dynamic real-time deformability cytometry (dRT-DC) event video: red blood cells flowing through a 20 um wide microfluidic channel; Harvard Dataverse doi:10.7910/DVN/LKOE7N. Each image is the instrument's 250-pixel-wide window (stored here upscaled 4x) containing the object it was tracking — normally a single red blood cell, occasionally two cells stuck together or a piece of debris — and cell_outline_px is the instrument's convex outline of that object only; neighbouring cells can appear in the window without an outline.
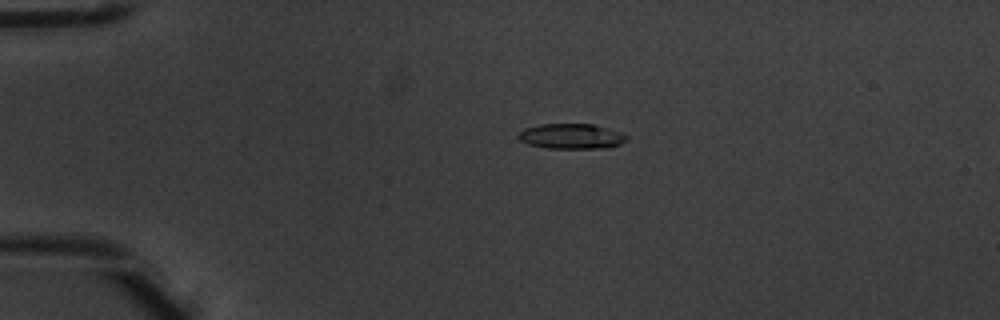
{"species": "common noctule bat (a hibernating species)", "species_latin": "Nyctalus noctula", "temperature_condition": "warm", "stored_images_in_passage": 3, "camera_frame_rate_fps": 3000, "um_per_image_px": 0.085, "animal": {"sex": "male", "body_mass_g": 20.1, "forearm_length_mm": 53.5}, "frame": {"image": 1, "passage_image": 2, "time_ms": 0.333, "image_size_px": [1000, 320], "cell_outline_px": [[628, 140], [620, 144], [600, 148], [544, 148], [528, 144], [520, 140], [516, 136], [524, 128], [540, 124], [592, 124], [620, 132], [628, 136]], "centroid_in_image_um": [48.53, 11.58], "position_along_channel_um": 36.5, "area_um2": 15.84}}